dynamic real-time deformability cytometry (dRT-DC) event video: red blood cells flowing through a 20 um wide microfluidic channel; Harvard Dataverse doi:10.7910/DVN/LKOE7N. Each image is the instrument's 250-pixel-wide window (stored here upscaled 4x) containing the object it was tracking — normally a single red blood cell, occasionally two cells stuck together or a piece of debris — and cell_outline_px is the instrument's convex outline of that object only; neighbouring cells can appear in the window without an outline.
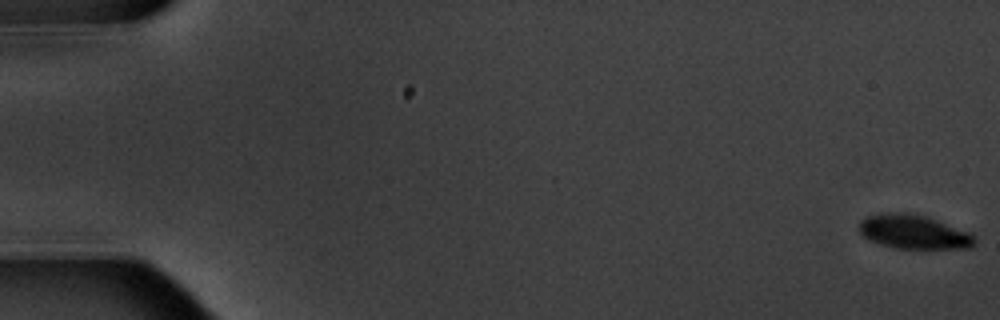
{"species": "common noctule bat (a hibernating species)", "species_latin": "Nyctalus noctula", "temperature_condition": "warm", "stored_images_in_passage": 6, "camera_frame_rate_fps": 3000, "um_per_image_px": 0.085, "animal": {"sex": "male", "body_mass_g": 20.1, "forearm_length_mm": 53.5}, "frame": {"image": 1, "passage_image": 1, "time_ms": 0.0, "image_size_px": [1000, 320], "cell_outline_px": [[976, 244], [972, 248], [896, 248], [880, 244], [868, 240], [860, 232], [860, 220], [868, 216], [888, 212], [908, 212], [924, 216], [972, 232], [976, 240]], "centroid_in_image_um": [77.7, 19.71], "position_along_channel_um": 7.3, "area_um2": 22.95}}
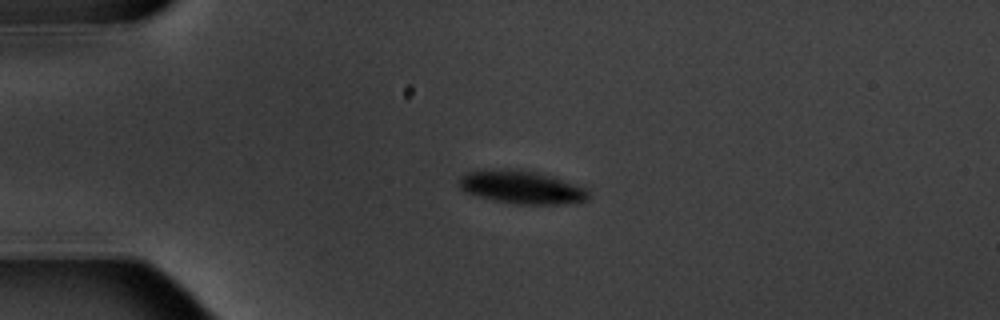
{"frame": {"image": 2, "passage_image": 5, "time_ms": 4.667, "image_size_px": [1000, 320], "cell_outline_px": [[588, 200], [560, 204], [516, 204], [496, 200], [464, 192], [460, 188], [460, 176], [468, 172], [536, 172], [588, 188]], "centroid_in_image_um": [44.4, 15.97], "position_along_channel_um": 40.6, "area_um2": 23.52}}
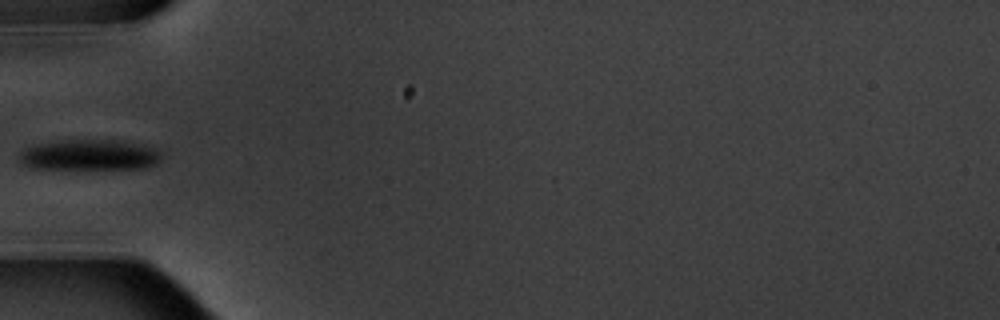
{"frame": {"image": 3, "passage_image": 6, "time_ms": 6.667, "image_size_px": [1000, 320], "cell_outline_px": [[160, 160], [156, 164], [144, 168], [32, 168], [24, 164], [20, 160], [20, 152], [28, 148], [40, 144], [68, 140], [112, 140], [156, 148], [160, 152]], "centroid_in_image_um": [7.64, 13.18], "position_along_channel_um": 77.4, "area_um2": 24.62}}